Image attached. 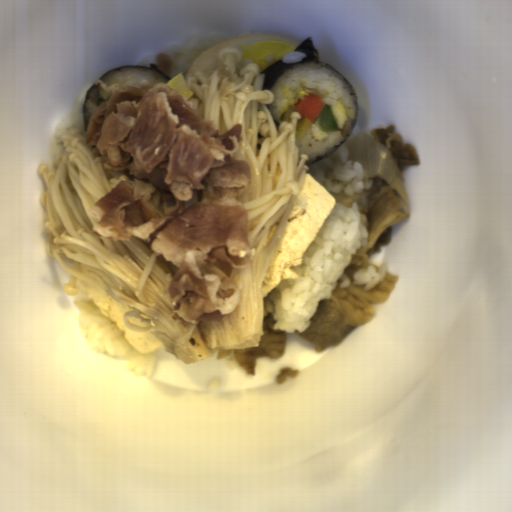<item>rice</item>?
<instances>
[{"mask_svg": "<svg viewBox=\"0 0 512 512\" xmlns=\"http://www.w3.org/2000/svg\"><path fill=\"white\" fill-rule=\"evenodd\" d=\"M369 221L354 201L351 207L335 202L306 249L302 264L291 266L296 279H282L262 298V318L272 315L273 329L285 334L304 332L336 286H349L345 273L353 256L368 242Z\"/></svg>", "mask_w": 512, "mask_h": 512, "instance_id": "obj_1", "label": "rice"}, {"mask_svg": "<svg viewBox=\"0 0 512 512\" xmlns=\"http://www.w3.org/2000/svg\"><path fill=\"white\" fill-rule=\"evenodd\" d=\"M270 91L275 98L267 108L277 130L284 122L286 109L294 106L305 95L316 94L322 97L330 109L337 101H341L347 115L343 128L337 127L335 132H326L317 126L314 119L308 132L296 140L299 160L301 154L306 153L309 158L307 165L330 156L348 140L356 126L359 113L356 96L346 79L329 65L313 62L291 67Z\"/></svg>", "mask_w": 512, "mask_h": 512, "instance_id": "obj_2", "label": "rice"}, {"mask_svg": "<svg viewBox=\"0 0 512 512\" xmlns=\"http://www.w3.org/2000/svg\"><path fill=\"white\" fill-rule=\"evenodd\" d=\"M78 325L88 343L96 352L106 356H123L129 361L127 368L135 376L151 378L156 363V350L139 353L119 330L116 321L105 316L92 301H71Z\"/></svg>", "mask_w": 512, "mask_h": 512, "instance_id": "obj_3", "label": "rice"}, {"mask_svg": "<svg viewBox=\"0 0 512 512\" xmlns=\"http://www.w3.org/2000/svg\"><path fill=\"white\" fill-rule=\"evenodd\" d=\"M348 145L342 144L340 148L330 157L317 163L307 165L310 175L327 192H343L354 194L370 189L373 178L364 177L362 165L348 159Z\"/></svg>", "mask_w": 512, "mask_h": 512, "instance_id": "obj_4", "label": "rice"}, {"mask_svg": "<svg viewBox=\"0 0 512 512\" xmlns=\"http://www.w3.org/2000/svg\"><path fill=\"white\" fill-rule=\"evenodd\" d=\"M142 80L149 81L153 86L155 84H166L170 82L167 78L155 70L145 68H117L102 77L92 87L85 104L87 127L90 115L107 99L112 97L115 88L124 85H132L141 88Z\"/></svg>", "mask_w": 512, "mask_h": 512, "instance_id": "obj_5", "label": "rice"}, {"mask_svg": "<svg viewBox=\"0 0 512 512\" xmlns=\"http://www.w3.org/2000/svg\"><path fill=\"white\" fill-rule=\"evenodd\" d=\"M226 40L229 39L217 35L208 37L192 36L188 42L170 45L165 52L170 55L173 68L167 76L172 80L181 73L184 78L186 72L204 51Z\"/></svg>", "mask_w": 512, "mask_h": 512, "instance_id": "obj_6", "label": "rice"}, {"mask_svg": "<svg viewBox=\"0 0 512 512\" xmlns=\"http://www.w3.org/2000/svg\"><path fill=\"white\" fill-rule=\"evenodd\" d=\"M387 271L386 264H381L378 268L373 265L361 267L359 271L353 275L355 285H363L365 291L375 288L379 282L384 280Z\"/></svg>", "mask_w": 512, "mask_h": 512, "instance_id": "obj_7", "label": "rice"}, {"mask_svg": "<svg viewBox=\"0 0 512 512\" xmlns=\"http://www.w3.org/2000/svg\"><path fill=\"white\" fill-rule=\"evenodd\" d=\"M305 58V54L298 51H290L282 57L284 64L298 63Z\"/></svg>", "mask_w": 512, "mask_h": 512, "instance_id": "obj_8", "label": "rice"}, {"mask_svg": "<svg viewBox=\"0 0 512 512\" xmlns=\"http://www.w3.org/2000/svg\"><path fill=\"white\" fill-rule=\"evenodd\" d=\"M157 54L159 53H151L149 54L148 56H146L145 58H143L138 64L137 66H148L149 67V64H154L156 65L157 63Z\"/></svg>", "mask_w": 512, "mask_h": 512, "instance_id": "obj_9", "label": "rice"}]
</instances>
